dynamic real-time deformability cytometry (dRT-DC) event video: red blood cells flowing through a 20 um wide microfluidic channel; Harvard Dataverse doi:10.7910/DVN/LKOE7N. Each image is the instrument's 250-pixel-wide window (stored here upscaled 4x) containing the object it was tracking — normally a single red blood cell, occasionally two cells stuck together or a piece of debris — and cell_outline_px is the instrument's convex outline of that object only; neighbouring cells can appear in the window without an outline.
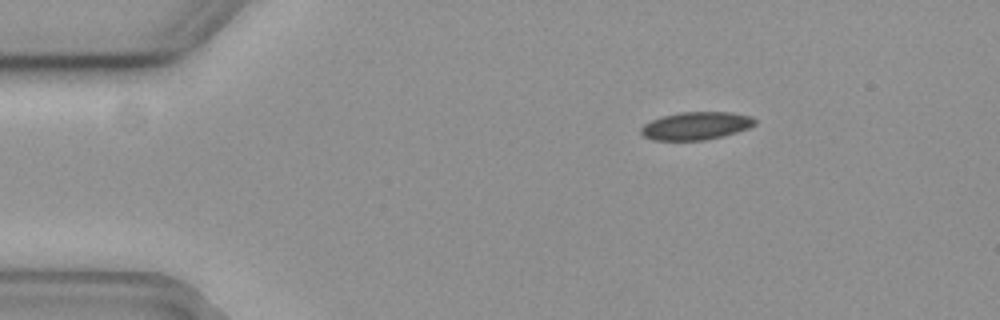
{"species": "common noctule bat (a hibernating species)", "species_latin": "Nyctalus noctula", "temperature_condition": "cold", "stored_images_in_passage": 5, "camera_frame_rate_fps": 3000, "um_per_image_px": 0.085, "animal": {"sex": "female", "body_mass_g": 19.3, "forearm_length_mm": 54.1}, "frame": {"image": 1, "passage_image": 1, "time_ms": 0.0, "image_size_px": [1000, 320], "cell_outline_px": [[756, 124], [748, 128], [724, 136], [704, 140], [652, 140], [644, 136], [640, 132], [640, 128], [644, 124], [652, 120], [664, 116], [680, 112], [732, 112], [752, 116], [756, 120]], "centroid_in_image_um": [59.18, 10.69], "position_along_channel_um": 25.8, "area_um2": 18.5}}